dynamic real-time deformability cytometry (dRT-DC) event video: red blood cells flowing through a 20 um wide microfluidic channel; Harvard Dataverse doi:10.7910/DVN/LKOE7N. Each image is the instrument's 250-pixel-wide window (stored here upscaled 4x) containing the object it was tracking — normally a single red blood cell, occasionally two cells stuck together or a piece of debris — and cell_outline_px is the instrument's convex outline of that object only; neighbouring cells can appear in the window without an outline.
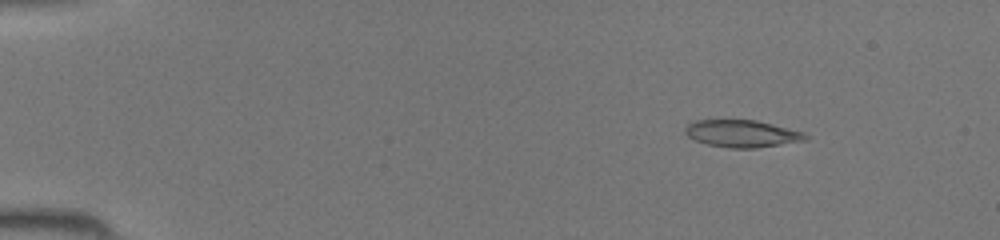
{"species": "common noctule bat (a hibernating species)", "species_latin": "Nyctalus noctula", "temperature_condition": "room temperature", "stored_images_in_passage": 45, "camera_frame_rate_fps": 3000, "um_per_image_px": 0.085, "animal": {"sex": "female", "body_mass_g": 19.5, "forearm_length_mm": 54.1}, "frame": {"image": 1, "passage_image": 6, "time_ms": 1.667, "image_size_px": [1000, 240], "cell_outline_px": [[808, 140], [756, 148], [728, 148], [708, 144], [696, 140], [688, 136], [684, 132], [684, 128], [688, 124], [696, 120], [756, 120], [804, 132], [808, 136]], "centroid_in_image_um": [63.08, 11.36], "position_along_channel_um": 21.9, "area_um2": 19.02}}
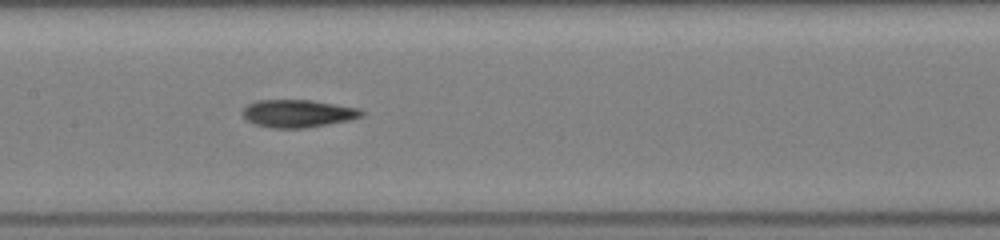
{"frame": {"image": 2, "passage_image": 23, "time_ms": 7.333, "image_size_px": [1000, 240], "cell_outline_px": [[364, 116], [352, 120], [308, 128], [272, 128], [256, 124], [248, 120], [240, 112], [248, 104], [256, 100], [312, 100], [360, 108], [364, 112]], "centroid_in_image_um": [25.37, 9.65], "position_along_channel_um": 182.0, "area_um2": 19.42}}
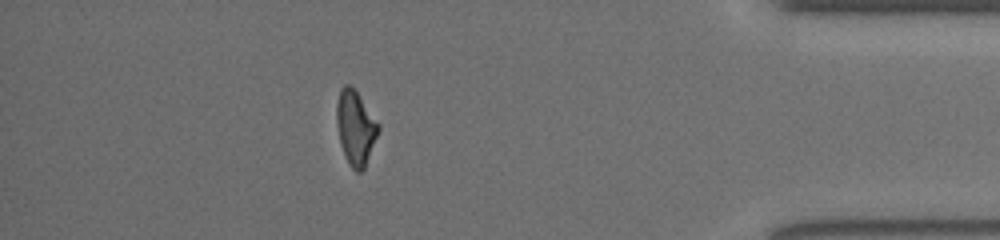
{"frame": {"image": 3, "passage_image": 40, "time_ms": 13.0, "image_size_px": [1000, 240], "cell_outline_px": [[380, 128], [364, 168], [360, 172], [356, 172], [348, 164], [340, 144], [336, 124], [336, 104], [340, 88], [344, 84], [348, 84], [356, 92], [380, 124]], "centroid_in_image_um": [30.2, 10.86], "position_along_channel_um": 405.0, "area_um2": 17.98}}